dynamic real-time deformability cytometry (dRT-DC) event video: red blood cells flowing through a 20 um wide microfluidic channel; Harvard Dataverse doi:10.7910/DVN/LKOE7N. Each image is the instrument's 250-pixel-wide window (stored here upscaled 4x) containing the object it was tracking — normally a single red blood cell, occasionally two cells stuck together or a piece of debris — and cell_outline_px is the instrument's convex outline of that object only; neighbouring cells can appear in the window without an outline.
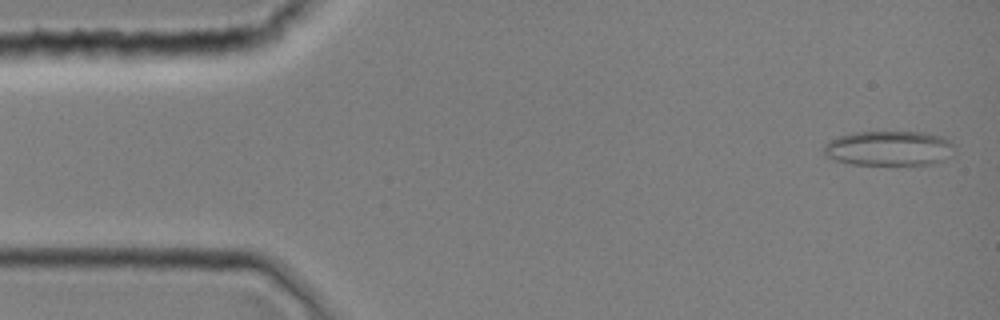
{"species": "common noctule bat (a hibernating species)", "species_latin": "Nyctalus noctula", "temperature_condition": "room temperature", "stored_images_in_passage": 8, "camera_frame_rate_fps": 3000, "um_per_image_px": 0.085, "animal": {"sex": "female", "body_mass_g": 19.0, "forearm_length_mm": 51.5}, "frame": {"image": 1, "passage_image": 1, "time_ms": 0.0, "image_size_px": [1000, 320], "cell_outline_px": [[952, 156], [944, 160], [932, 164], [852, 164], [836, 160], [828, 156], [824, 152], [824, 144], [828, 140], [852, 132], [924, 132], [944, 136], [952, 144]], "centroid_in_image_um": [75.58, 12.59], "position_along_channel_um": 9.4, "area_um2": 26.47}}